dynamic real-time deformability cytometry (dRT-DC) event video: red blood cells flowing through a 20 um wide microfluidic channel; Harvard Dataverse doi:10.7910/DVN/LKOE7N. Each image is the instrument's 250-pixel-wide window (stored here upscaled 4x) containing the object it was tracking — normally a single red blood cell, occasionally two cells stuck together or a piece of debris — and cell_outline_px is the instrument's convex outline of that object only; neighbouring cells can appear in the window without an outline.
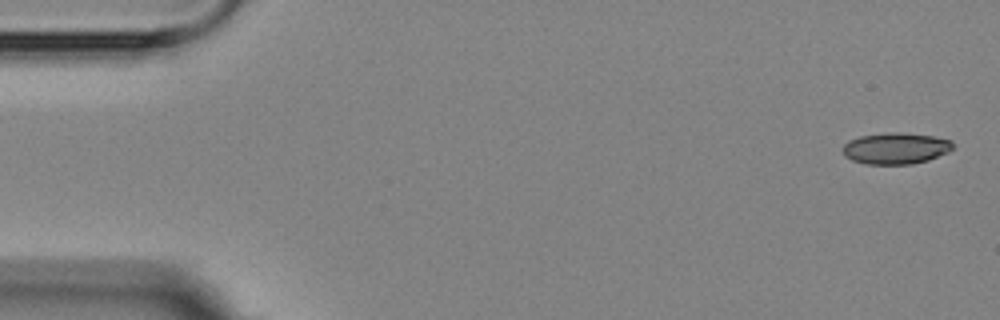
{"species": "Egyptian fruit bat (a non-hibernating species)", "species_latin": "Rousettus aegyptiacus", "temperature_condition": "room temperature", "stored_images_in_passage": 4, "camera_frame_rate_fps": 3000, "um_per_image_px": 0.085, "animal": {"sex": "female"}, "frame": {"image": 1, "passage_image": 1, "time_ms": 0.0, "image_size_px": [1000, 320], "cell_outline_px": [[952, 148], [948, 152], [928, 160], [912, 164], [864, 164], [852, 160], [844, 156], [840, 148], [848, 140], [860, 136], [888, 132], [900, 132], [932, 136], [952, 140]], "centroid_in_image_um": [76.08, 12.61], "position_along_channel_um": 8.9, "area_um2": 20.29}}
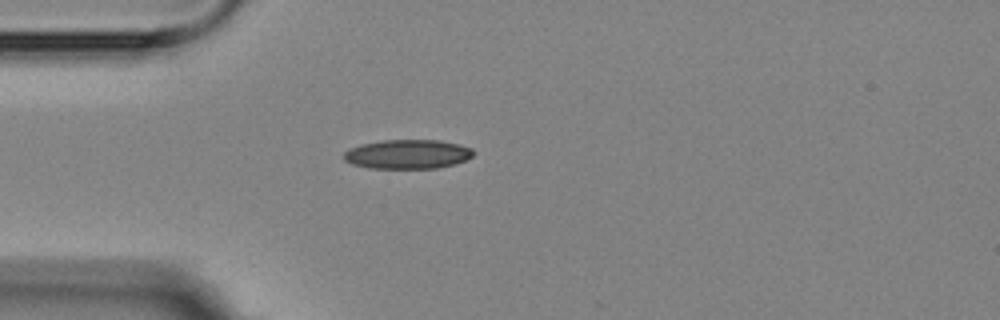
{"frame": {"image": 2, "passage_image": 4, "time_ms": 4.333, "image_size_px": [1000, 320], "cell_outline_px": [[472, 156], [456, 164], [436, 168], [368, 168], [352, 164], [344, 160], [344, 152], [348, 148], [360, 144], [384, 140], [440, 140], [460, 144], [472, 148]], "centroid_in_image_um": [34.62, 13.1], "position_along_channel_um": 50.4, "area_um2": 22.14}}